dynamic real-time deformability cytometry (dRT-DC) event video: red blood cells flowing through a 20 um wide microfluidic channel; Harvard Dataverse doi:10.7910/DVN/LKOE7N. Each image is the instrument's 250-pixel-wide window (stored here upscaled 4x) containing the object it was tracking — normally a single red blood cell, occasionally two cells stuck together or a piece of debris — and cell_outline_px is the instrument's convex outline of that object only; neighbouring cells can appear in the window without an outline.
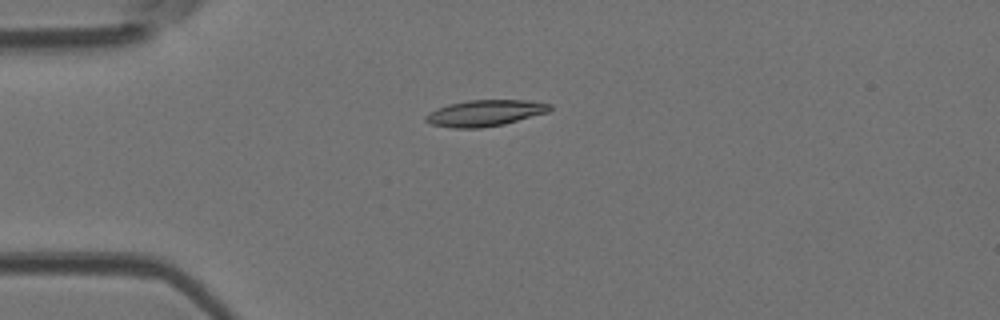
{"species": "Egyptian fruit bat (a non-hibernating species)", "species_latin": "Rousettus aegyptiacus", "temperature_condition": "room temperature", "stored_images_in_passage": 1, "camera_frame_rate_fps": 3000, "um_per_image_px": 0.085, "animal": {"sex": "female"}, "frame": {"image": 1, "passage_image": 1, "time_ms": 0.0, "image_size_px": [1000, 320], "cell_outline_px": [[552, 108], [548, 112], [504, 124], [480, 128], [452, 128], [432, 124], [424, 120], [424, 116], [428, 112], [436, 108], [448, 104], [468, 100], [528, 100], [552, 104]], "centroid_in_image_um": [41.2, 9.6], "position_along_channel_um": 43.8, "area_um2": 19.07}}